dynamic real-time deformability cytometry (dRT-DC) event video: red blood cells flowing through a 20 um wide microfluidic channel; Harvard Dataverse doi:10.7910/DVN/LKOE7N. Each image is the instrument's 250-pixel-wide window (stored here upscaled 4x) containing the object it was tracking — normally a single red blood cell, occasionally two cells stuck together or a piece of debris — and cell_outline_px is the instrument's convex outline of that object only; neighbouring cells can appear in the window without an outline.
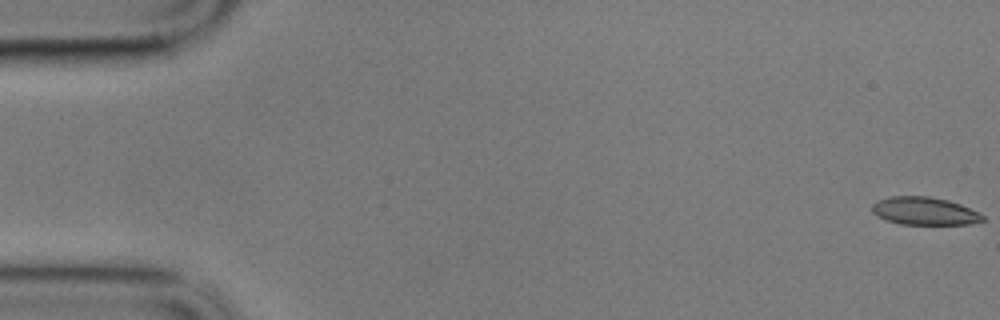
{"species": "common noctule bat (a hibernating species)", "species_latin": "Nyctalus noctula", "temperature_condition": "cold", "stored_images_in_passage": 58, "camera_frame_rate_fps": 3000, "um_per_image_px": 0.085, "animal": {"sex": "male", "body_mass_g": 17.9}, "frame": {"image": 1, "passage_image": 1, "time_ms": 0.0, "image_size_px": [1000, 320], "cell_outline_px": [[984, 220], [968, 224], [900, 224], [876, 216], [872, 212], [872, 204], [876, 200], [892, 196], [928, 196], [948, 200], [960, 204], [984, 216]], "centroid_in_image_um": [78.53, 17.93], "position_along_channel_um": 6.5, "area_um2": 17.8}}
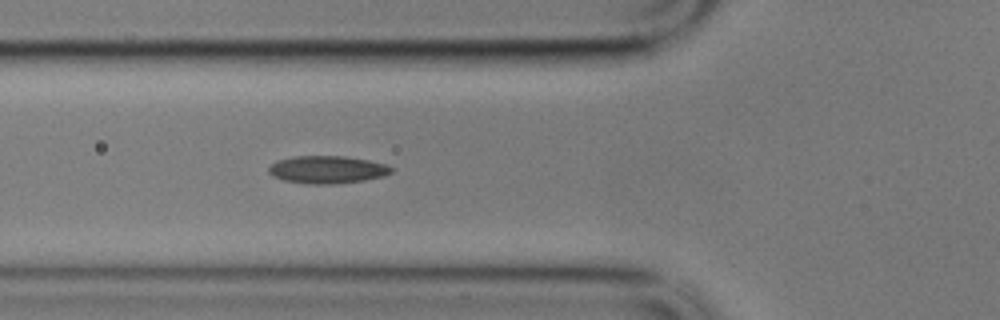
{"frame": {"image": 2, "passage_image": 21, "time_ms": 6.667, "image_size_px": [1000, 320], "cell_outline_px": [[392, 172], [384, 176], [364, 180], [332, 184], [308, 184], [284, 180], [272, 176], [268, 172], [268, 168], [276, 160], [296, 156], [344, 156], [368, 160], [388, 164], [392, 168]], "centroid_in_image_um": [27.81, 14.41], "position_along_channel_um": 98.0, "area_um2": 19.77}}
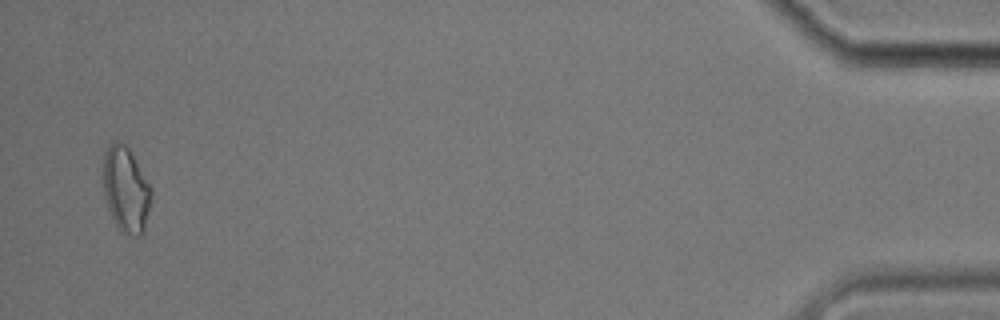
{"frame": {"image": 3, "passage_image": 57, "time_ms": 18.667, "image_size_px": [1000, 320], "cell_outline_px": [[152, 196], [144, 232], [140, 236], [136, 236], [120, 232], [108, 208], [104, 196], [104, 156], [108, 148], [116, 140], [120, 140], [128, 148], [152, 188]], "centroid_in_image_um": [10.72, 16.15], "position_along_channel_um": 424.5, "area_um2": 23.7}, "authors_computed_cell_mechanics": {"area_um2": 19.2763, "velocity_mm_per_s": 3.4222, "shape_relaxation_time_tau1_ms": null, "shape_relaxation_time_tau2_ms": 4.7645, "deformation_change_tau1": null, "deformation_change_tau2": 0.1277}}